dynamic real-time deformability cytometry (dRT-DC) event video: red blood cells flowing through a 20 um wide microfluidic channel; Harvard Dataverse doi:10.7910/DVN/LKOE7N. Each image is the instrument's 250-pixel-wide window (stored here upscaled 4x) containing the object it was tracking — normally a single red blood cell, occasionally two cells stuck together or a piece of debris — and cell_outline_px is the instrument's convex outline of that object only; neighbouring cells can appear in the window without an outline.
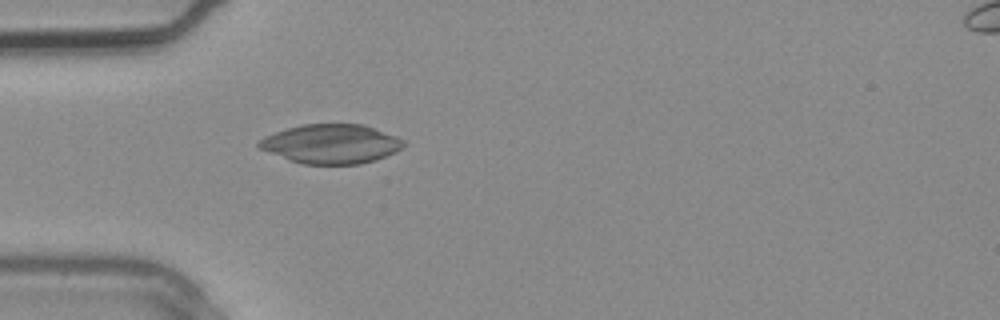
{"species": "common noctule bat (a hibernating species)", "species_latin": "Nyctalus noctula", "temperature_condition": "warm", "stored_images_in_passage": 2, "camera_frame_rate_fps": 3000, "um_per_image_px": 0.085, "animal": {"sex": "male", "body_mass_g": 20.4}, "frame": {"image": 1, "passage_image": 2, "time_ms": 0.333, "image_size_px": [1000, 320], "cell_outline_px": [[404, 144], [396, 152], [376, 160], [360, 164], [304, 164], [288, 160], [260, 148], [256, 144], [264, 136], [288, 128], [304, 124], [364, 124], [396, 136], [404, 140]], "centroid_in_image_um": [28.16, 12.23], "position_along_channel_um": 56.8, "area_um2": 32.95}}